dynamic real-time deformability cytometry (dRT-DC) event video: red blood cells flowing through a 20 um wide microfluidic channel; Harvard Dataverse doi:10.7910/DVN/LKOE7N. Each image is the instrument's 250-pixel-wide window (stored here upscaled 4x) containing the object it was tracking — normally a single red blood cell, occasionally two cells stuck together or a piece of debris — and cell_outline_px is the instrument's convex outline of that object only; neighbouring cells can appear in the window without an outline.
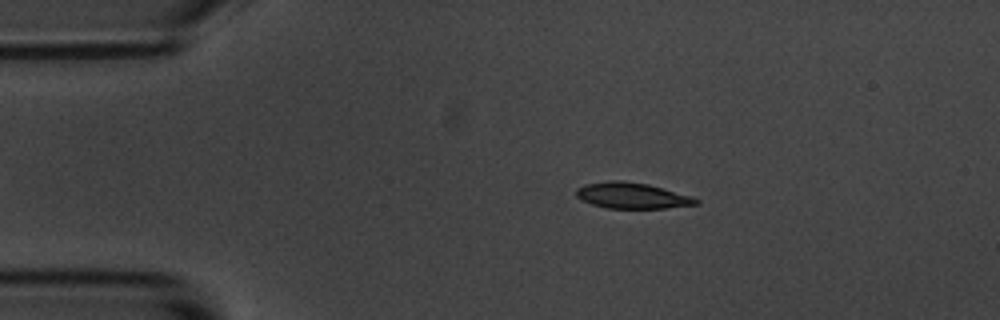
{"species": "common noctule bat (a hibernating species)", "species_latin": "Nyctalus noctula", "temperature_condition": "room temperature", "stored_images_in_passage": 55, "camera_frame_rate_fps": 3000, "um_per_image_px": 0.085, "animal": {"sex": "male", "body_mass_g": 20.1, "forearm_length_mm": 53.5}, "frame": {"image": 1, "passage_image": 10, "time_ms": 3.0, "image_size_px": [1000, 320], "cell_outline_px": [[700, 204], [664, 208], [608, 208], [592, 204], [576, 196], [576, 188], [584, 184], [612, 180], [624, 180], [648, 184], [692, 196], [700, 200]], "centroid_in_image_um": [53.74, 16.62], "position_along_channel_um": 31.3, "area_um2": 18.09}}
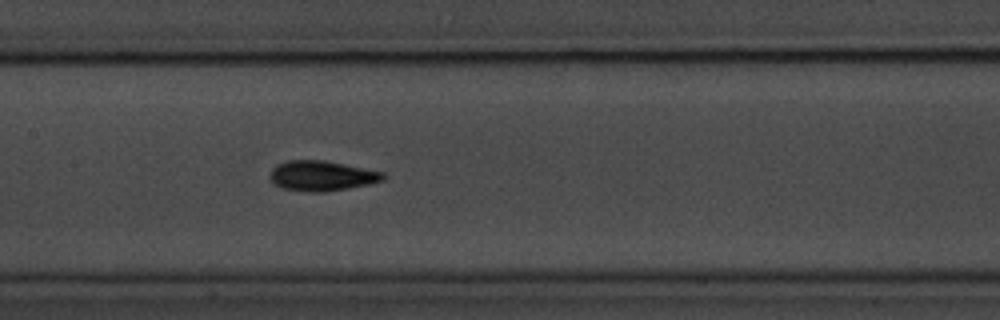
{"frame": {"image": 2, "passage_image": 26, "time_ms": 8.333, "image_size_px": [1000, 320], "cell_outline_px": [[388, 176], [384, 180], [368, 184], [348, 188], [324, 192], [308, 192], [280, 188], [268, 176], [272, 168], [276, 164], [288, 160], [324, 160], [384, 172]], "centroid_in_image_um": [27.34, 14.94], "position_along_channel_um": 180.1, "area_um2": 20.0}}
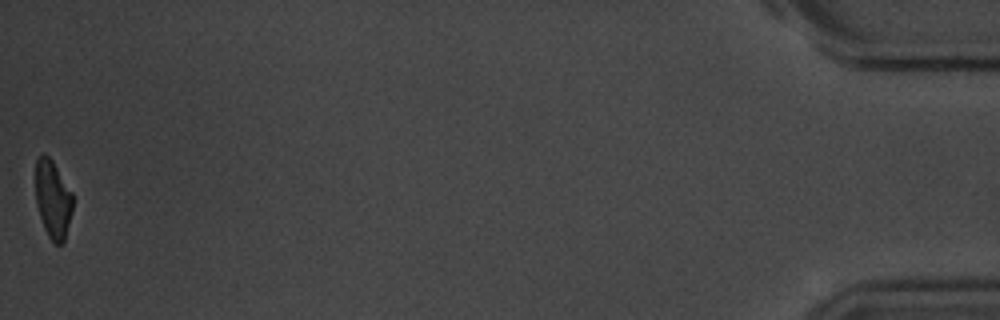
{"frame": {"image": 3, "passage_image": 55, "time_ms": 18.0, "image_size_px": [1000, 320], "cell_outline_px": [[72, 212], [64, 240], [60, 244], [56, 244], [48, 236], [44, 228], [36, 204], [36, 160], [44, 152], [52, 160], [72, 192]], "centroid_in_image_um": [4.49, 16.92], "position_along_channel_um": 430.7, "area_um2": 16.7}, "authors_computed_cell_mechanics": {"area_um2": 18.496, "velocity_mm_per_s": 3.6057, "shape_relaxation_time_tau1_ms": 2.994, "shape_relaxation_time_tau2_ms": 2.2201, "deformation_change_tau1": 0.1467, "deformation_change_tau2": 0.0817}}